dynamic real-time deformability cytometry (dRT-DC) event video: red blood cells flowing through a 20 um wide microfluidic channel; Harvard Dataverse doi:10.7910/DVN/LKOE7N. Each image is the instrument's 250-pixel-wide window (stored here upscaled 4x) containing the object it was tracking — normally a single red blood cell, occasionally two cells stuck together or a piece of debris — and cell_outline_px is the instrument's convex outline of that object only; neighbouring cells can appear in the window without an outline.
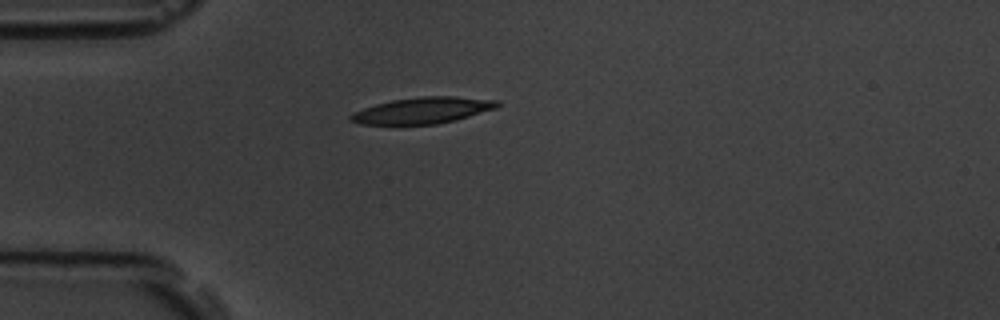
{"species": "common noctule bat (a hibernating species)", "species_latin": "Nyctalus noctula", "temperature_condition": "room temperature", "stored_images_in_passage": 2, "camera_frame_rate_fps": 3000, "um_per_image_px": 0.085, "animal": {"sex": "male", "body_mass_g": 19.5, "forearm_length_mm": 54.6}, "frame": {"image": 1, "passage_image": 1, "time_ms": 0.0, "image_size_px": [1000, 320], "cell_outline_px": [[500, 104], [496, 108], [456, 120], [436, 124], [360, 124], [348, 120], [348, 116], [364, 108], [376, 104], [392, 100], [420, 96], [456, 96], [496, 100]], "centroid_in_image_um": [35.92, 9.38], "position_along_channel_um": 49.1, "area_um2": 22.31}}